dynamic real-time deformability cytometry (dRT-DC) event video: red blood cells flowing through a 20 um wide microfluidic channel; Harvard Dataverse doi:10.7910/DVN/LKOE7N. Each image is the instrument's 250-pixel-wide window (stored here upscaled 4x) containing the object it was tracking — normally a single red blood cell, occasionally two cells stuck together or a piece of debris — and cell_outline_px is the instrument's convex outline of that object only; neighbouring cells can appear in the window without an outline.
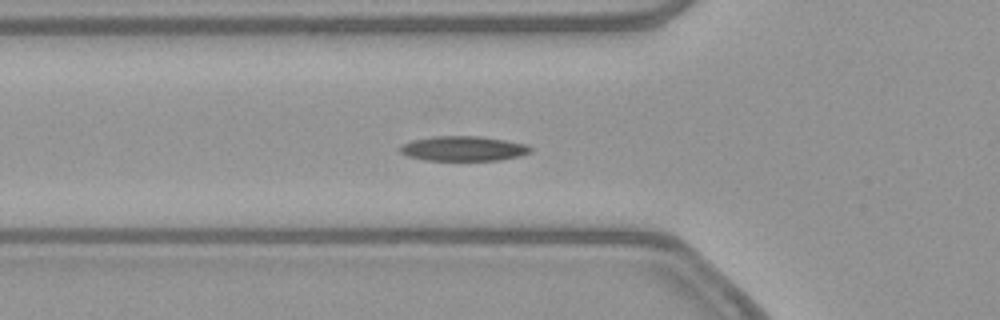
{"species": "common noctule bat (a hibernating species)", "species_latin": "Nyctalus noctula", "temperature_condition": "warm", "stored_images_in_passage": 42, "camera_frame_rate_fps": 3000, "um_per_image_px": 0.085, "animal": {"sex": "female", "body_mass_g": 21.9}, "frame": {"image": 1, "passage_image": 6, "time_ms": 1.667, "image_size_px": [1000, 320], "cell_outline_px": [[532, 152], [520, 156], [500, 160], [424, 160], [408, 156], [400, 152], [400, 144], [412, 140], [436, 136], [480, 136], [528, 144], [532, 148]], "centroid_in_image_um": [39.4, 12.62], "position_along_channel_um": 86.4, "area_um2": 18.96}}
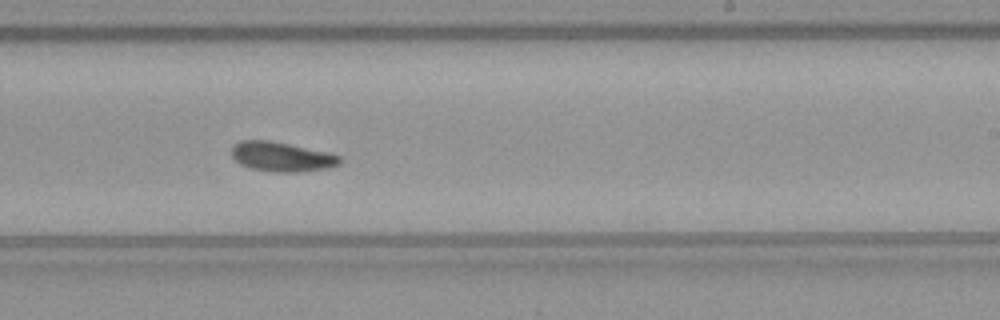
{"frame": {"image": 2, "passage_image": 20, "time_ms": 6.333, "image_size_px": [1000, 320], "cell_outline_px": [[340, 164], [328, 168], [296, 172], [272, 172], [252, 168], [240, 164], [232, 156], [232, 144], [240, 140], [268, 140], [328, 152], [340, 156]], "centroid_in_image_um": [23.92, 13.32], "position_along_channel_um": 265.1, "area_um2": 18.55}}
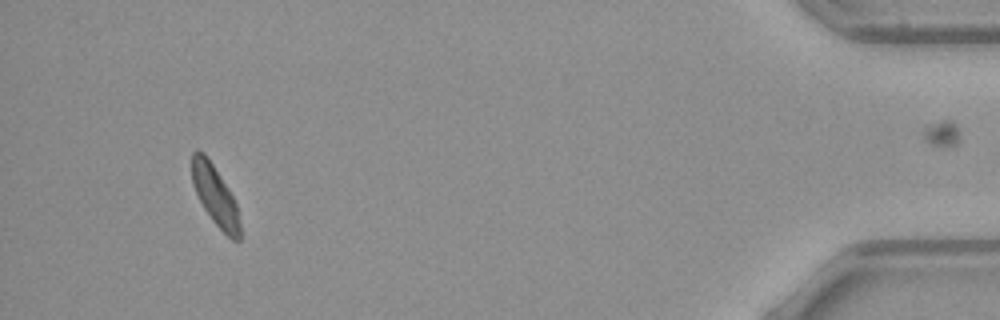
{"frame": {"image": 3, "passage_image": 38, "time_ms": 12.333, "image_size_px": [1000, 320], "cell_outline_px": [[240, 240], [232, 240], [212, 220], [204, 208], [192, 184], [192, 152], [196, 148], [204, 152], [228, 188], [236, 204], [240, 224]], "centroid_in_image_um": [18.27, 16.6], "position_along_channel_um": 416.9, "area_um2": 16.47}, "authors_computed_cell_mechanics": {"area_um2": 18.2359, "velocity_mm_per_s": 3.8093, "shape_relaxation_time_tau1_ms": 9.0621, "shape_relaxation_time_tau2_ms": null, "deformation_change_tau1": 0.1876, "deformation_change_tau2": null}}